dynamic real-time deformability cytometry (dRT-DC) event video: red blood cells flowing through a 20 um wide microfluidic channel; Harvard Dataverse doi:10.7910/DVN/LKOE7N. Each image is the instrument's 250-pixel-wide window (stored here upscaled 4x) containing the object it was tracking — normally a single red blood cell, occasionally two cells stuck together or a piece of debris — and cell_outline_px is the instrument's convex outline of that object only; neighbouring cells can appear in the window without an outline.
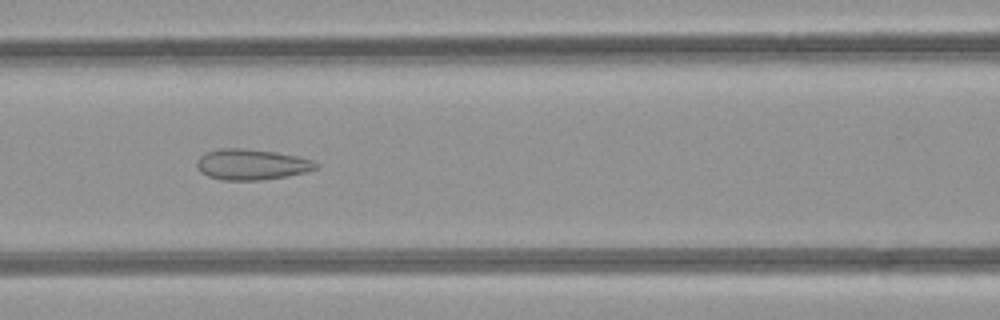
{"species": "common noctule bat (a hibernating species)", "species_latin": "Nyctalus noctula", "temperature_condition": "room temperature", "stored_images_in_passage": 44, "camera_frame_rate_fps": 3000, "um_per_image_px": 0.085, "animal": {"sex": "female", "body_mass_g": 21.9}, "frame": {"image": 1, "passage_image": 16, "time_ms": 5.0, "image_size_px": [1000, 320], "cell_outline_px": [[320, 164], [316, 168], [304, 172], [288, 176], [264, 180], [220, 180], [208, 176], [200, 172], [196, 164], [196, 160], [200, 156], [208, 152], [220, 148], [244, 148], [276, 152], [296, 156], [312, 160]], "centroid_in_image_um": [21.37, 13.98], "position_along_channel_um": 145.2, "area_um2": 21.39}}
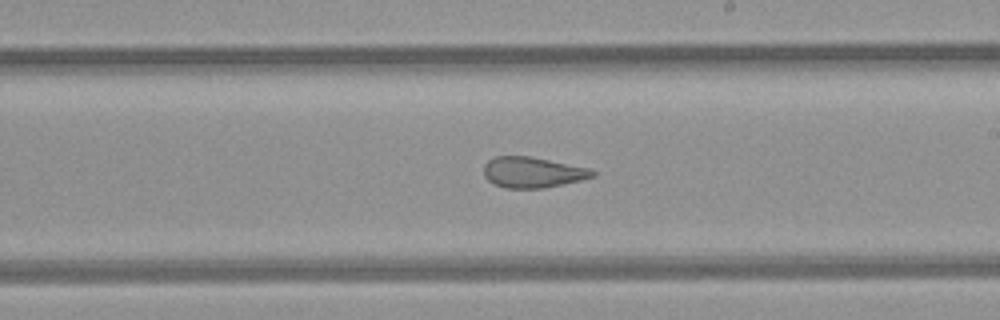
{"frame": {"image": 2, "passage_image": 23, "time_ms": 7.333, "image_size_px": [1000, 320], "cell_outline_px": [[596, 176], [580, 180], [544, 188], [504, 188], [492, 184], [484, 176], [484, 164], [488, 160], [496, 156], [532, 156], [588, 168], [596, 172]], "centroid_in_image_um": [45.24, 14.65], "position_along_channel_um": 243.8, "area_um2": 19.54}}
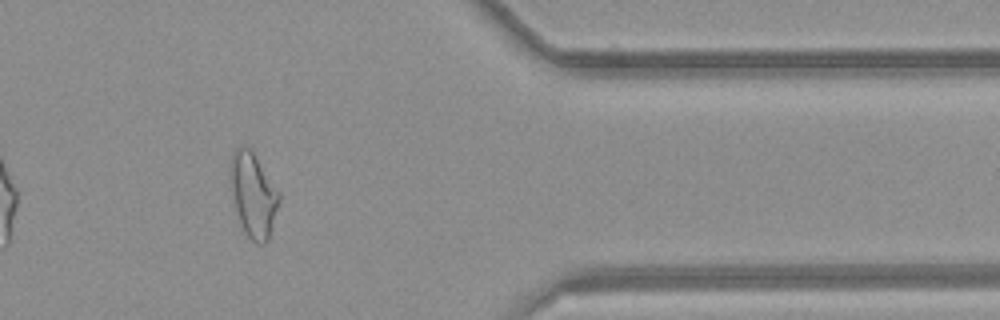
{"frame": {"image": 3, "passage_image": 35, "time_ms": 11.333, "image_size_px": [1000, 320], "cell_outline_px": [[280, 200], [268, 240], [264, 244], [256, 244], [244, 232], [236, 212], [228, 176], [228, 172], [232, 152], [240, 144], [244, 144], [252, 148], [280, 192]], "centroid_in_image_um": [21.5, 16.48], "position_along_channel_um": 389.9, "area_um2": 24.62}, "authors_computed_cell_mechanics": {"area_um2": 23.9003, "velocity_mm_per_s": 4.2359, "shape_relaxation_time_tau1_ms": null, "shape_relaxation_time_tau2_ms": 1.7645, "deformation_change_tau1": null, "deformation_change_tau2": 0.103}}